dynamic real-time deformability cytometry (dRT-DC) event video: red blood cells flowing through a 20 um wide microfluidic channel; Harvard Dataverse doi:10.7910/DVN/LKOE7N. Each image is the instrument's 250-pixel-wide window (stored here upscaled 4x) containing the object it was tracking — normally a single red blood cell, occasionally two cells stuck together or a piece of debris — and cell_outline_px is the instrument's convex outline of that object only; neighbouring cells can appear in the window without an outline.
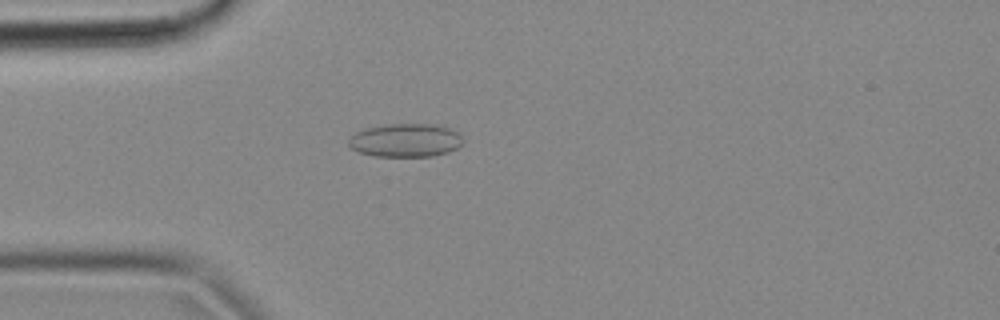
{"species": "common noctule bat (a hibernating species)", "species_latin": "Nyctalus noctula", "temperature_condition": "cold", "stored_images_in_passage": 53, "camera_frame_rate_fps": 3000, "um_per_image_px": 0.085, "animal": {"sex": "female", "body_mass_g": 18.4}, "frame": {"image": 1, "passage_image": 14, "time_ms": 4.333, "image_size_px": [1000, 320], "cell_outline_px": [[464, 140], [456, 148], [448, 152], [432, 156], [376, 156], [360, 152], [352, 148], [348, 144], [348, 140], [356, 132], [364, 128], [388, 124], [440, 124], [456, 132]], "centroid_in_image_um": [34.46, 11.91], "position_along_channel_um": 50.5, "area_um2": 22.14}}
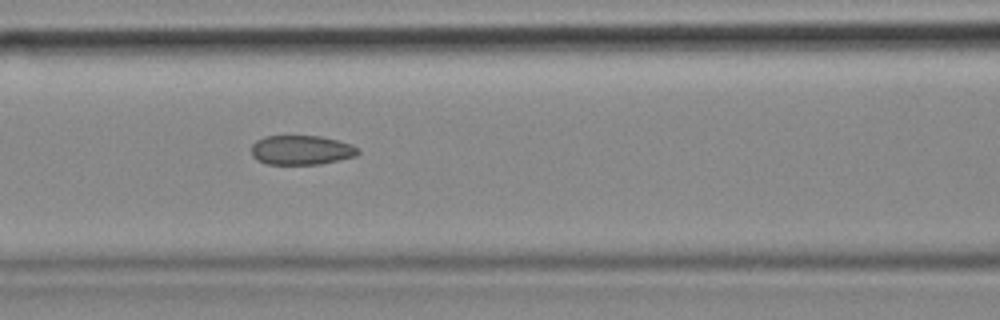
{"frame": {"image": 2, "passage_image": 22, "time_ms": 7.0, "image_size_px": [1000, 320], "cell_outline_px": [[360, 152], [356, 156], [320, 164], [268, 164], [256, 160], [252, 156], [252, 144], [256, 140], [264, 136], [320, 136], [352, 144], [360, 148]], "centroid_in_image_um": [25.62, 12.75], "position_along_channel_um": 141.0, "area_um2": 18.38}}
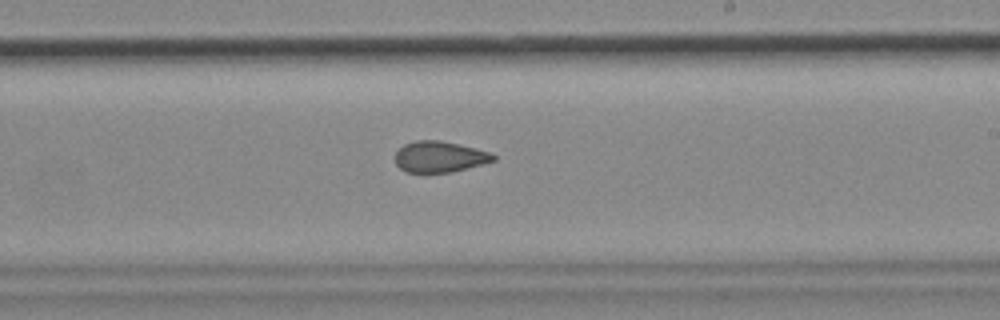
{"frame": {"image": 3, "passage_image": 31, "time_ms": 10.0, "image_size_px": [1000, 320], "cell_outline_px": [[496, 160], [452, 172], [404, 172], [396, 164], [396, 152], [404, 144], [416, 140], [440, 140], [476, 148], [492, 152], [496, 156]], "centroid_in_image_um": [37.38, 13.32], "position_along_channel_um": 251.6, "area_um2": 17.74}, "authors_computed_cell_mechanics": {"area_um2": 19.2474, "velocity_mm_per_s": 3.7066, "shape_relaxation_time_tau1_ms": null, "shape_relaxation_time_tau2_ms": 2.017, "deformation_change_tau1": null, "deformation_change_tau2": 0.0791}}